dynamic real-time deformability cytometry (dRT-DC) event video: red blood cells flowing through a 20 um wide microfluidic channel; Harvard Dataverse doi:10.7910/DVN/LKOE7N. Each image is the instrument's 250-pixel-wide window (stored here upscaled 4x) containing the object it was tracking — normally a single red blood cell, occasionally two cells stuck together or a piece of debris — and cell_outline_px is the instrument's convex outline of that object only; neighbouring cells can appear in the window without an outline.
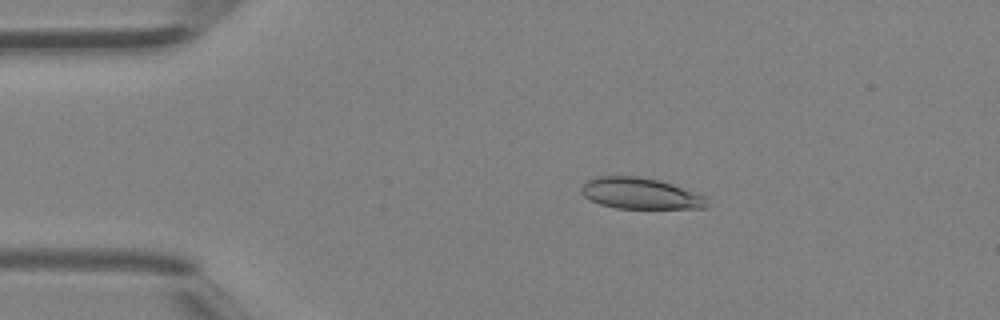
{"species": "Egyptian fruit bat (a non-hibernating species)", "species_latin": "Rousettus aegyptiacus", "temperature_condition": "room temperature", "stored_images_in_passage": 36, "camera_frame_rate_fps": 3000, "um_per_image_px": 0.085, "animal": {"sex": "female"}, "frame": {"image": 1, "passage_image": 2, "time_ms": 0.333, "image_size_px": [1000, 320], "cell_outline_px": [[708, 208], [616, 208], [600, 204], [584, 196], [580, 192], [580, 188], [588, 180], [596, 176], [636, 176], [660, 180], [700, 192], [704, 196]], "centroid_in_image_um": [54.45, 16.43], "position_along_channel_um": 30.5, "area_um2": 22.95}}
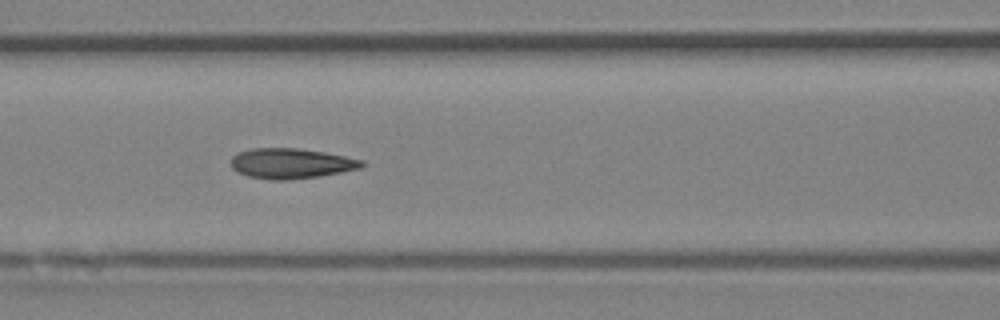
{"frame": {"image": 2, "passage_image": 12, "time_ms": 3.667, "image_size_px": [1000, 320], "cell_outline_px": [[368, 164], [360, 168], [340, 172], [316, 176], [284, 180], [272, 180], [248, 176], [232, 168], [232, 156], [236, 152], [252, 148], [296, 148], [324, 152], [364, 160]], "centroid_in_image_um": [24.75, 13.88], "position_along_channel_um": 141.9, "area_um2": 22.89}}
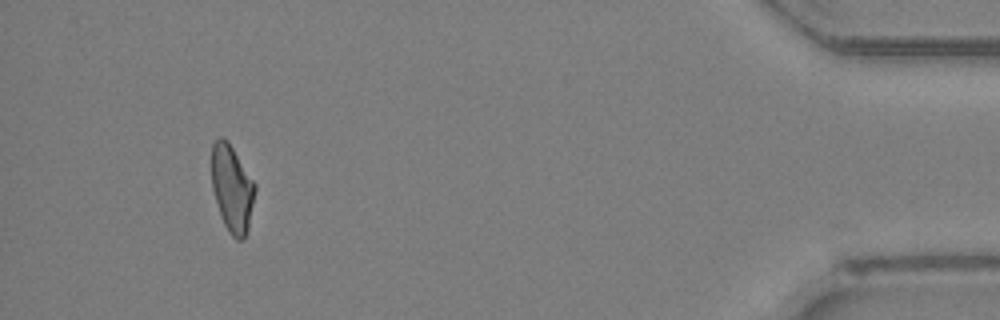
{"frame": {"image": 3, "passage_image": 33, "time_ms": 10.667, "image_size_px": [1000, 320], "cell_outline_px": [[256, 192], [248, 228], [244, 240], [236, 240], [228, 232], [220, 216], [212, 188], [212, 144], [220, 136], [228, 140], [256, 184]], "centroid_in_image_um": [19.73, 16.04], "position_along_channel_um": 415.5, "area_um2": 22.2}}